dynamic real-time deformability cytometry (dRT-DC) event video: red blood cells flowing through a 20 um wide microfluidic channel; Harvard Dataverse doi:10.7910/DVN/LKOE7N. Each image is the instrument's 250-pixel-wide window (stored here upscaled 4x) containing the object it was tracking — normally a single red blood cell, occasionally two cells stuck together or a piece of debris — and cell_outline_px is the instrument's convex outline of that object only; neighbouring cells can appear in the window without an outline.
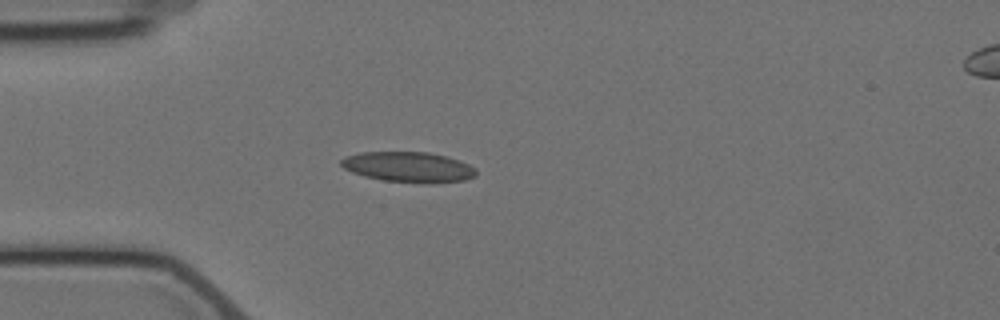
{"species": "Egyptian fruit bat (a non-hibernating species)", "species_latin": "Rousettus aegyptiacus", "temperature_condition": "cold", "stored_images_in_passage": 4, "camera_frame_rate_fps": 3000, "um_per_image_px": 0.085, "animal": {"sex": "female"}, "frame": {"image": 1, "passage_image": 3, "time_ms": 2.333, "image_size_px": [1000, 320], "cell_outline_px": [[476, 176], [464, 180], [432, 184], [428, 184], [384, 180], [364, 176], [352, 172], [344, 168], [340, 164], [340, 160], [344, 156], [360, 152], [428, 152], [448, 156], [460, 160], [476, 168]], "centroid_in_image_um": [34.74, 14.19], "position_along_channel_um": 50.3, "area_um2": 24.16}}